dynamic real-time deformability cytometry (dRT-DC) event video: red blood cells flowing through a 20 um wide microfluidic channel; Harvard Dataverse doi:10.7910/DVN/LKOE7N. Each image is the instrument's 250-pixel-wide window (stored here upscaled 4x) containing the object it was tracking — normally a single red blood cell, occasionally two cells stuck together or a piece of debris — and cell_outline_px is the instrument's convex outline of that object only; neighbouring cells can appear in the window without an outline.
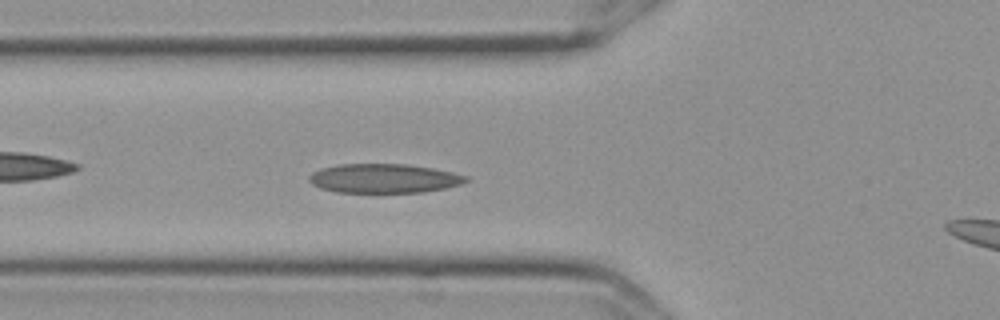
{"species": "Egyptian fruit bat (a non-hibernating species)", "species_latin": "Rousettus aegyptiacus", "temperature_condition": "cold", "stored_images_in_passage": 49, "camera_frame_rate_fps": 3000, "um_per_image_px": 0.085, "frame": {"image": 1, "passage_image": 18, "time_ms": 5.667, "image_size_px": [1000, 320], "cell_outline_px": [[468, 180], [460, 184], [444, 188], [420, 192], [336, 192], [320, 188], [312, 184], [308, 180], [308, 176], [312, 172], [320, 168], [340, 164], [408, 164], [432, 168], [452, 172], [468, 176]], "centroid_in_image_um": [32.59, 15.15], "position_along_channel_um": 93.2, "area_um2": 26.59}}
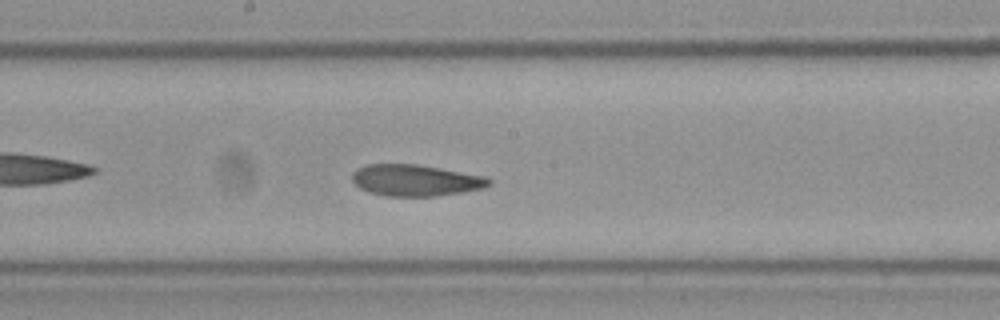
{"frame": {"image": 2, "passage_image": 28, "time_ms": 9.0, "image_size_px": [1000, 320], "cell_outline_px": [[492, 184], [484, 188], [436, 196], [384, 196], [368, 192], [360, 188], [352, 180], [352, 172], [368, 164], [416, 164], [484, 176], [492, 180]], "centroid_in_image_um": [35.31, 15.33], "position_along_channel_um": 212.9, "area_um2": 24.91}}
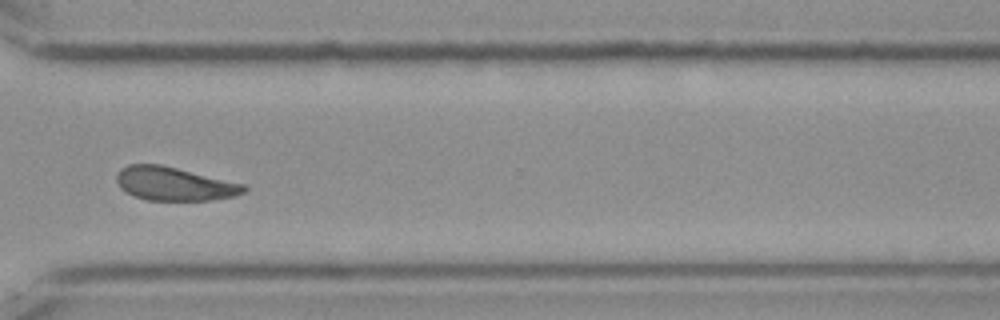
{"frame": {"image": 3, "passage_image": 40, "time_ms": 13.0, "image_size_px": [1000, 320], "cell_outline_px": [[248, 188], [244, 192], [232, 196], [212, 200], [148, 200], [132, 196], [120, 188], [116, 180], [116, 176], [120, 168], [128, 164], [160, 164], [244, 184]], "centroid_in_image_um": [14.76, 15.62], "position_along_channel_um": 355.8, "area_um2": 24.8}, "authors_computed_cell_mechanics": {"area_um2": 25.3742, "velocity_mm_per_s": 3.5686, "shape_relaxation_time_tau1_ms": 7.2925, "shape_relaxation_time_tau2_ms": 2.5339, "deformation_change_tau1": 0.1637, "deformation_change_tau2": 0.0741}}